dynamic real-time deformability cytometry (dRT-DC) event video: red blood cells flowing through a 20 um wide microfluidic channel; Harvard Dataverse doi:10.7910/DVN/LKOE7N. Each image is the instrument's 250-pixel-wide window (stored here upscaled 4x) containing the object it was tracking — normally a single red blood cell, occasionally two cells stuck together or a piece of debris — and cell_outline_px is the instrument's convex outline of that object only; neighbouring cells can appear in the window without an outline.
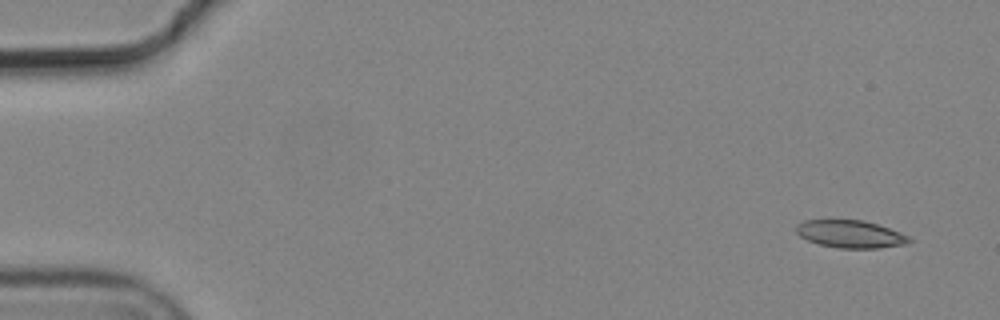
{"species": "common noctule bat (a hibernating species)", "species_latin": "Nyctalus noctula", "temperature_condition": "cold", "stored_images_in_passage": 5, "camera_frame_rate_fps": 3000, "um_per_image_px": 0.085, "animal": {"sex": "male", "body_mass_g": 19.2, "forearm_length_mm": 51.8}, "frame": {"image": 1, "passage_image": 1, "time_ms": 0.0, "image_size_px": [1000, 320], "cell_outline_px": [[912, 240], [908, 244], [880, 248], [840, 248], [820, 244], [808, 240], [800, 236], [796, 232], [796, 224], [804, 220], [864, 220], [900, 232], [908, 236]], "centroid_in_image_um": [72.29, 19.89], "position_along_channel_um": 12.7, "area_um2": 18.09}}
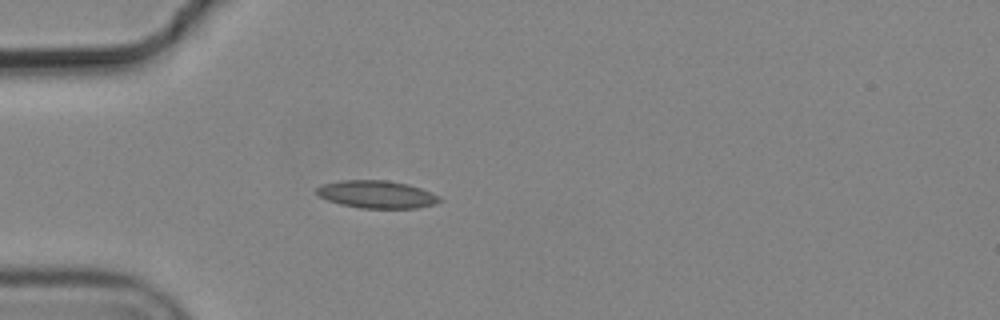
{"frame": {"image": 2, "passage_image": 5, "time_ms": 1.333, "image_size_px": [1000, 320], "cell_outline_px": [[444, 200], [436, 204], [416, 208], [360, 208], [340, 204], [328, 200], [320, 196], [316, 192], [316, 188], [320, 184], [340, 180], [388, 180], [408, 184], [420, 188], [440, 196]], "centroid_in_image_um": [32.03, 16.52], "position_along_channel_um": 53.0, "area_um2": 19.94}}